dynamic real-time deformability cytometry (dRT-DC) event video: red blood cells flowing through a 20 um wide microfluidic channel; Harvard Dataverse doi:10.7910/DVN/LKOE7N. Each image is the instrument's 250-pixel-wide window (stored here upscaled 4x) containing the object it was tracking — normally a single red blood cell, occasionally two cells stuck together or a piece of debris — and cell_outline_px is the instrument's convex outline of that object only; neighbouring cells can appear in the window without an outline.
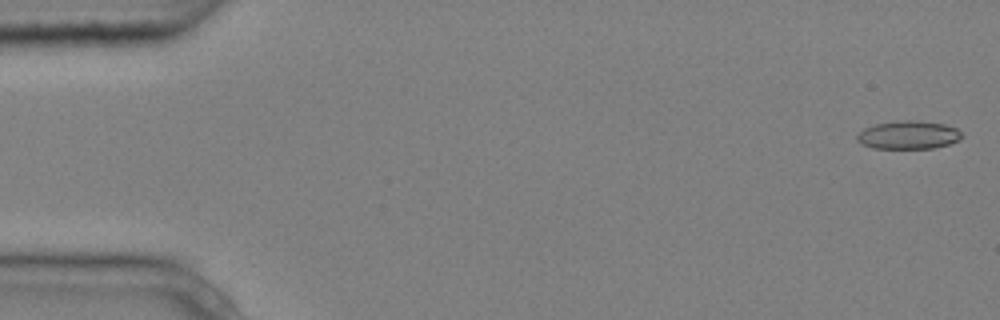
{"species": "common noctule bat (a hibernating species)", "species_latin": "Nyctalus noctula", "temperature_condition": "cold", "stored_images_in_passage": 5, "camera_frame_rate_fps": 3000, "um_per_image_px": 0.085, "animal": {"sex": "male", "body_mass_g": 20.4}, "frame": {"image": 1, "passage_image": 1, "time_ms": 0.0, "image_size_px": [1000, 320], "cell_outline_px": [[964, 136], [948, 144], [932, 148], [872, 148], [860, 144], [856, 140], [856, 136], [864, 128], [876, 124], [896, 120], [916, 120], [944, 124], [956, 128]], "centroid_in_image_um": [77.17, 11.46], "position_along_channel_um": 7.8, "area_um2": 17.22}}
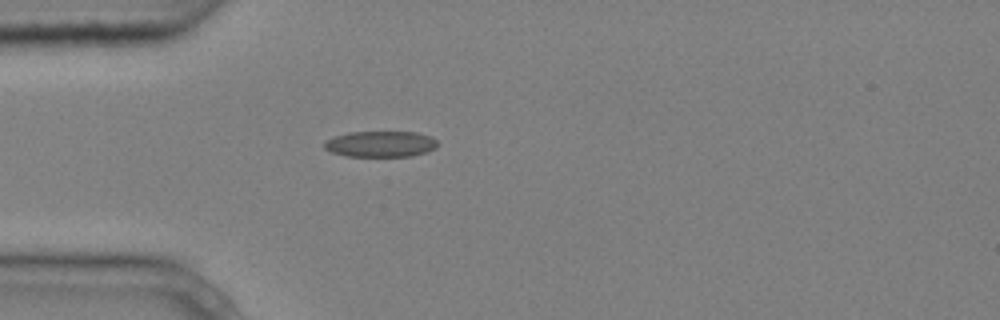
{"frame": {"image": 2, "passage_image": 5, "time_ms": 1.333, "image_size_px": [1000, 320], "cell_outline_px": [[436, 148], [428, 152], [412, 156], [348, 156], [332, 152], [324, 148], [324, 140], [348, 132], [416, 132], [432, 136], [436, 140]], "centroid_in_image_um": [32.36, 12.24], "position_along_channel_um": 52.6, "area_um2": 17.17}}